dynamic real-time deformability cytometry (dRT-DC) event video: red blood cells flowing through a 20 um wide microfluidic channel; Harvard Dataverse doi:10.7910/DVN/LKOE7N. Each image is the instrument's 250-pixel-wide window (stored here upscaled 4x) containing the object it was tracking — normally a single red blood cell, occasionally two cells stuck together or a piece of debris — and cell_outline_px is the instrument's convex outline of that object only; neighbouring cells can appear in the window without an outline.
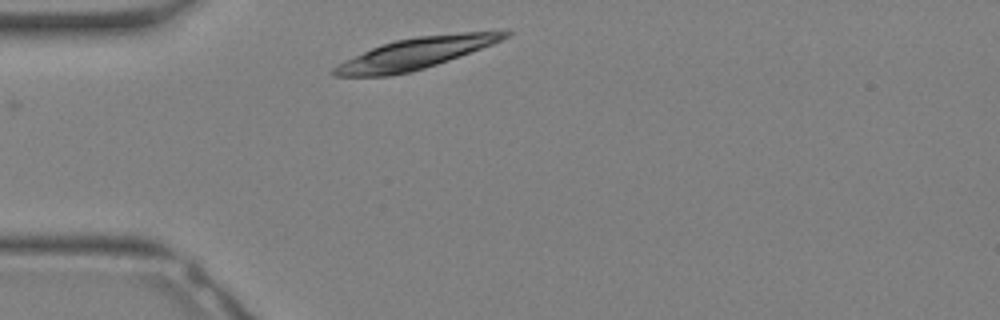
{"species": "Egyptian fruit bat (a non-hibernating species)", "species_latin": "Rousettus aegyptiacus", "temperature_condition": "warm", "stored_images_in_passage": 22, "camera_frame_rate_fps": 3000, "um_per_image_px": 0.085, "animal": {"sex": "female"}, "frame": {"image": 1, "passage_image": 1, "time_ms": 0.0, "image_size_px": [1000, 320], "cell_outline_px": [[512, 32], [508, 36], [492, 44], [448, 60], [424, 68], [408, 72], [388, 76], [332, 76], [328, 72], [332, 68], [344, 60], [380, 44], [396, 40], [416, 36], [460, 32]], "centroid_in_image_um": [35.2, 4.55], "position_along_channel_um": 49.8, "area_um2": 30.63}}
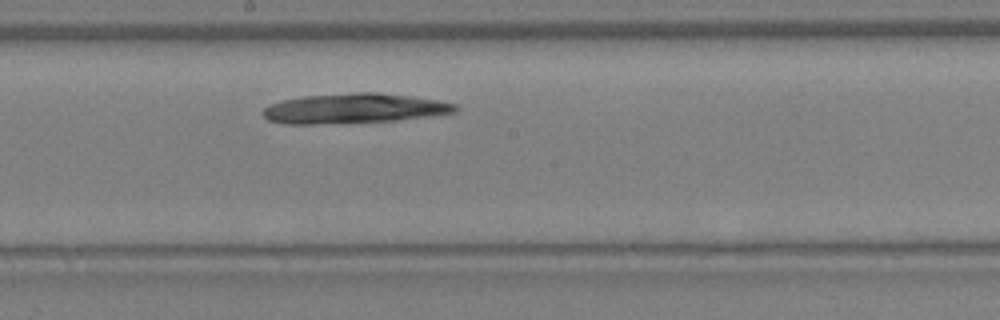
{"frame": {"image": 2, "passage_image": 10, "time_ms": 3.0, "image_size_px": [1000, 320], "cell_outline_px": [[460, 108], [456, 112], [396, 120], [312, 124], [284, 124], [268, 120], [260, 112], [268, 104], [280, 100], [304, 96], [356, 92], [376, 92], [412, 96], [436, 100], [456, 104]], "centroid_in_image_um": [30.04, 9.21], "position_along_channel_um": 218.2, "area_um2": 33.47}}
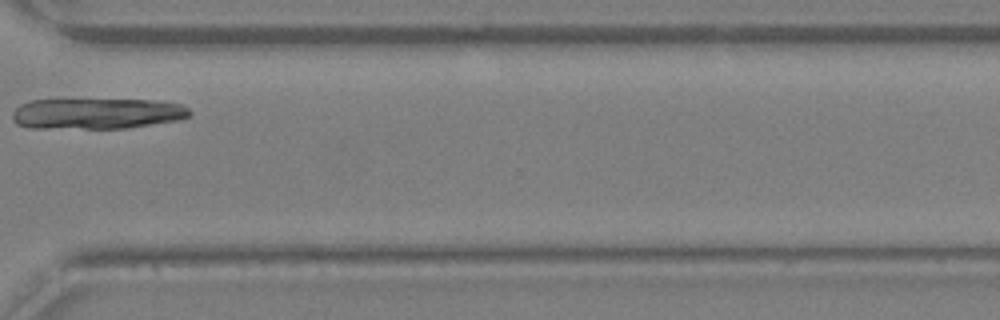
{"frame": {"image": 3, "passage_image": 17, "time_ms": 5.333, "image_size_px": [1000, 320], "cell_outline_px": [[192, 116], [180, 120], [124, 128], [28, 128], [16, 124], [12, 120], [12, 112], [20, 104], [28, 100], [156, 100], [184, 104], [192, 112]], "centroid_in_image_um": [8.25, 9.65], "position_along_channel_um": 362.4, "area_um2": 32.14}}